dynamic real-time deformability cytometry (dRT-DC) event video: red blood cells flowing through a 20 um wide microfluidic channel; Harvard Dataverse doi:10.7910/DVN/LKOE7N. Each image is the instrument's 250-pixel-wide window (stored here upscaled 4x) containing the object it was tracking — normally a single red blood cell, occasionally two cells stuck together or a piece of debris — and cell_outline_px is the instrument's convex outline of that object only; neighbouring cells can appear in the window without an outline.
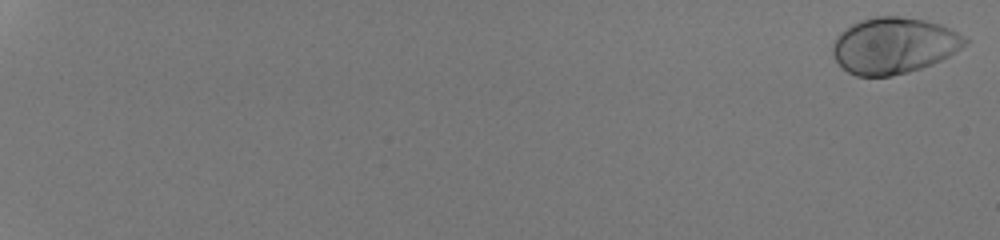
{"species": "human", "species_latin": "Homo sapiens", "temperature_condition": "room temperature", "stored_images_in_passage": 53, "camera_frame_rate_fps": 3000, "um_per_image_px": 0.085, "donor": {"sex": "male"}, "frame": {"image": 1, "passage_image": 1, "time_ms": 0.0, "image_size_px": [1000, 240], "cell_outline_px": [[968, 44], [948, 56], [932, 64], [908, 72], [892, 76], [856, 76], [848, 72], [836, 60], [832, 52], [832, 44], [836, 36], [840, 32], [852, 24], [876, 16], [900, 16], [924, 20], [940, 24], [964, 36], [968, 40]], "centroid_in_image_um": [75.97, 3.87], "position_along_channel_um": 9.0, "area_um2": 43.12}}
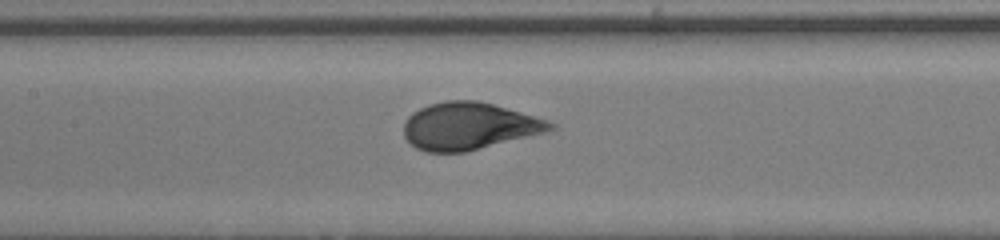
{"frame": {"image": 2, "passage_image": 31, "time_ms": 10.0, "image_size_px": [1000, 240], "cell_outline_px": [[556, 128], [548, 132], [464, 152], [424, 152], [416, 148], [404, 136], [404, 120], [412, 112], [428, 104], [444, 100], [476, 100], [492, 104], [548, 120], [556, 124]], "centroid_in_image_um": [39.85, 10.72], "position_along_channel_um": 167.5, "area_um2": 40.34}}
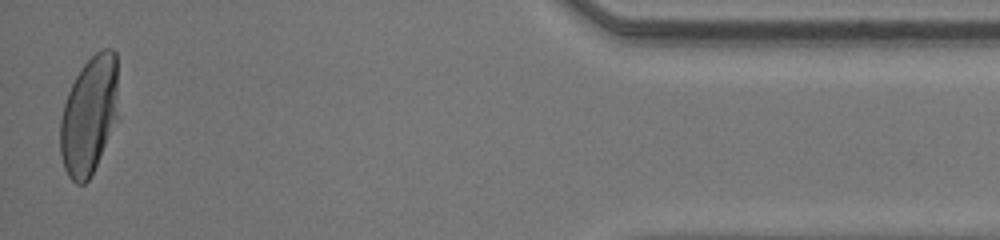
{"frame": {"image": 3, "passage_image": 53, "time_ms": 17.333, "image_size_px": [1000, 240], "cell_outline_px": [[116, 116], [96, 164], [88, 180], [84, 184], [76, 184], [68, 176], [64, 168], [60, 156], [60, 120], [64, 104], [68, 92], [80, 68], [96, 52], [104, 48], [112, 48], [116, 52]], "centroid_in_image_um": [7.52, 9.79], "position_along_channel_um": 427.7, "area_um2": 39.07}, "authors_computed_cell_mechanics": {"area_um2": 40.9802, "velocity_mm_per_s": 4.2962, "shape_relaxation_time_tau1_ms": 2.7287, "shape_relaxation_time_tau2_ms": null, "deformation_change_tau1": 0.183, "deformation_change_tau2": null}}